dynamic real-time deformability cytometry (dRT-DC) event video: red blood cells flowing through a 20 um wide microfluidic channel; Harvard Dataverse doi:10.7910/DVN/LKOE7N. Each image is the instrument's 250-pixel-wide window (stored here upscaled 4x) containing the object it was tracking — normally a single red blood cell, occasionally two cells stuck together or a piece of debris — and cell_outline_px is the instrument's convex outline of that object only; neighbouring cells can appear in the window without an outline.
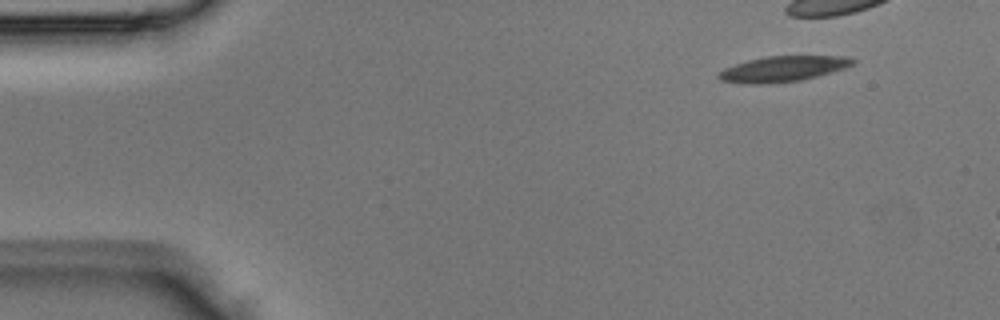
{"species": "Egyptian fruit bat (a non-hibernating species)", "species_latin": "Rousettus aegyptiacus", "temperature_condition": "room temperature", "stored_images_in_passage": 3, "camera_frame_rate_fps": 3000, "um_per_image_px": 0.085, "animal": {"sex": "male"}, "frame": {"image": 1, "passage_image": 1, "time_ms": 0.0, "image_size_px": [1000, 320], "cell_outline_px": [[856, 60], [852, 64], [844, 68], [832, 72], [800, 80], [760, 84], [752, 84], [720, 80], [716, 76], [716, 72], [724, 68], [748, 60], [768, 56], [848, 56]], "centroid_in_image_um": [66.52, 5.85], "position_along_channel_um": 18.5, "area_um2": 19.77}}